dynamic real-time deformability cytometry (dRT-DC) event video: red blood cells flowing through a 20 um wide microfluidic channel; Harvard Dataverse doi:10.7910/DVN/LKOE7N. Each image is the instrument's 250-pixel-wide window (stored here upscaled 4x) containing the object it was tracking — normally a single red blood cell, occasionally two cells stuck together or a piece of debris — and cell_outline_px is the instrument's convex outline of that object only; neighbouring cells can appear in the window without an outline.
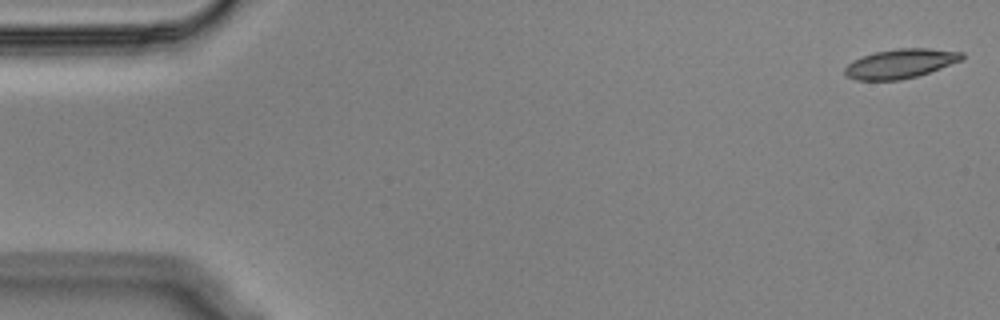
{"species": "Egyptian fruit bat (a non-hibernating species)", "species_latin": "Rousettus aegyptiacus", "temperature_condition": "cold", "stored_images_in_passage": 55, "camera_frame_rate_fps": 3000, "um_per_image_px": 0.085, "animal": {"sex": "male"}, "frame": {"image": 1, "passage_image": 1, "time_ms": 0.0, "image_size_px": [1000, 320], "cell_outline_px": [[964, 60], [916, 76], [900, 80], [856, 80], [848, 76], [844, 72], [844, 68], [848, 64], [864, 56], [876, 52], [896, 48], [928, 48], [964, 52]], "centroid_in_image_um": [76.58, 5.4], "position_along_channel_um": 8.4, "area_um2": 19.83}}
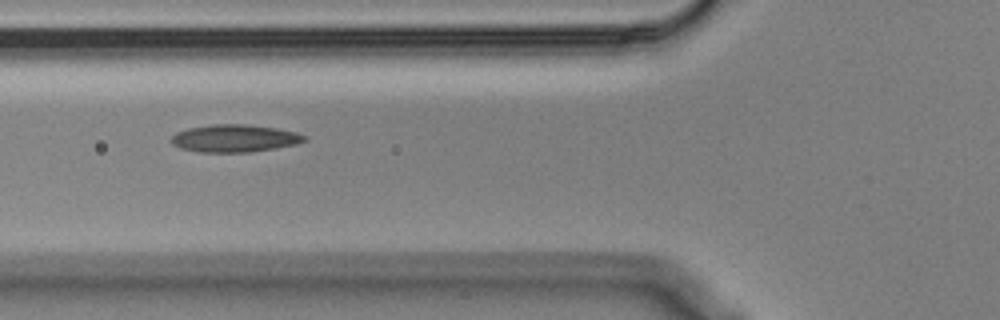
{"frame": {"image": 2, "passage_image": 20, "time_ms": 6.333, "image_size_px": [1000, 320], "cell_outline_px": [[308, 140], [296, 144], [276, 148], [248, 152], [200, 152], [180, 148], [172, 144], [172, 136], [176, 132], [188, 128], [212, 124], [244, 124], [276, 128], [296, 132], [308, 136]], "centroid_in_image_um": [19.96, 11.75], "position_along_channel_um": 105.8, "area_um2": 21.39}}
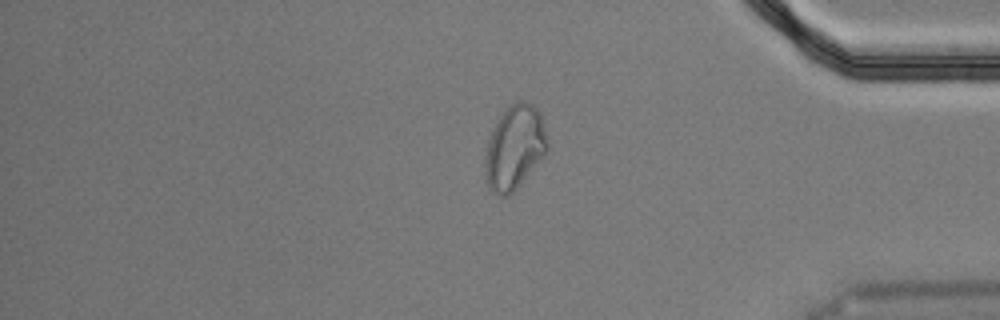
{"frame": {"image": 3, "passage_image": 46, "time_ms": 15.0, "image_size_px": [1000, 320], "cell_outline_px": [[548, 148], [540, 160], [520, 184], [508, 196], [496, 196], [488, 188], [484, 176], [484, 156], [488, 140], [500, 116], [508, 104], [520, 100], [524, 100], [532, 104], [536, 108], [540, 116], [548, 140]], "centroid_in_image_um": [43.7, 12.55], "position_along_channel_um": 391.5, "area_um2": 30.52}, "authors_computed_cell_mechanics": {"area_um2": 21.097, "velocity_mm_per_s": 3.5741, "shape_relaxation_time_tau1_ms": null, "shape_relaxation_time_tau2_ms": 5.5781, "deformation_change_tau1": null, "deformation_change_tau2": 0.1212}}